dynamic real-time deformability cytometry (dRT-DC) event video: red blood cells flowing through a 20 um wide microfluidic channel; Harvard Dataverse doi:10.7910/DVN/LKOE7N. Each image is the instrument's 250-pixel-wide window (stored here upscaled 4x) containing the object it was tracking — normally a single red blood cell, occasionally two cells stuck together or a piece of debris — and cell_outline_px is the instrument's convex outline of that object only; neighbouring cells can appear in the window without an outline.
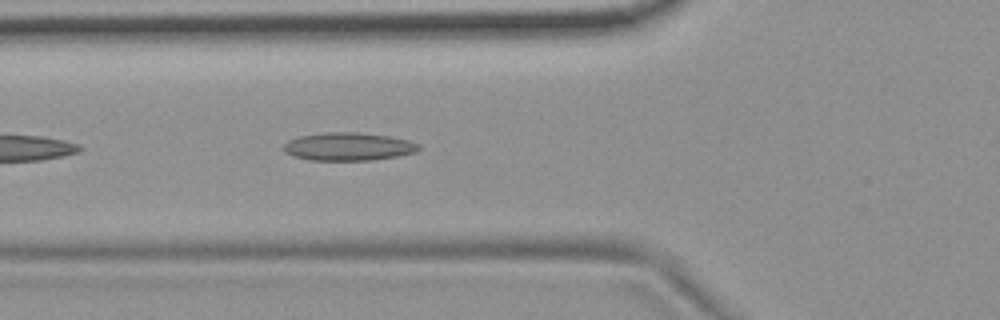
{"species": "common noctule bat (a hibernating species)", "species_latin": "Nyctalus noctula", "temperature_condition": "room temperature", "stored_images_in_passage": 11, "camera_frame_rate_fps": 3000, "um_per_image_px": 0.085, "animal": {"sex": "female", "body_mass_g": 19.9}, "frame": {"image": 1, "passage_image": 5, "time_ms": 1.333, "image_size_px": [1000, 320], "cell_outline_px": [[420, 148], [416, 152], [396, 156], [372, 160], [308, 160], [292, 156], [284, 152], [284, 144], [288, 140], [300, 136], [324, 132], [356, 132], [388, 136], [408, 140], [420, 144]], "centroid_in_image_um": [29.59, 12.46], "position_along_channel_um": 96.2, "area_um2": 22.08}}